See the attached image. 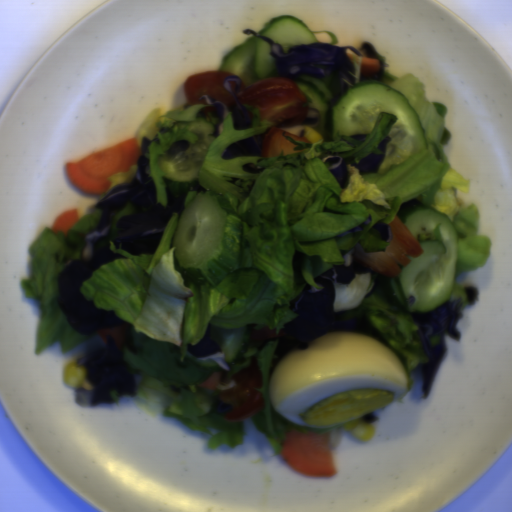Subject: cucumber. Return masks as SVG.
Returning a JSON list of instances; mask_svg holds the SVG:
<instances>
[{"label": "cucumber", "instance_id": "5", "mask_svg": "<svg viewBox=\"0 0 512 512\" xmlns=\"http://www.w3.org/2000/svg\"><path fill=\"white\" fill-rule=\"evenodd\" d=\"M219 71L230 72L240 78L239 90L258 80L281 77L269 42L254 34L227 51Z\"/></svg>", "mask_w": 512, "mask_h": 512}, {"label": "cucumber", "instance_id": "1", "mask_svg": "<svg viewBox=\"0 0 512 512\" xmlns=\"http://www.w3.org/2000/svg\"><path fill=\"white\" fill-rule=\"evenodd\" d=\"M423 250L398 264L400 275L382 274V289L397 310L411 314L434 309L451 300L459 252V237L451 219L417 198L402 202L396 215Z\"/></svg>", "mask_w": 512, "mask_h": 512}, {"label": "cucumber", "instance_id": "2", "mask_svg": "<svg viewBox=\"0 0 512 512\" xmlns=\"http://www.w3.org/2000/svg\"><path fill=\"white\" fill-rule=\"evenodd\" d=\"M381 113H391L396 120L387 131L390 140L378 171L407 163L426 150V132L416 108L406 95L374 79L352 83L331 99L325 116V140L369 135Z\"/></svg>", "mask_w": 512, "mask_h": 512}, {"label": "cucumber", "instance_id": "6", "mask_svg": "<svg viewBox=\"0 0 512 512\" xmlns=\"http://www.w3.org/2000/svg\"><path fill=\"white\" fill-rule=\"evenodd\" d=\"M258 35L277 42L286 53L293 44L316 43L317 41L313 31L291 14L274 17L264 24Z\"/></svg>", "mask_w": 512, "mask_h": 512}, {"label": "cucumber", "instance_id": "3", "mask_svg": "<svg viewBox=\"0 0 512 512\" xmlns=\"http://www.w3.org/2000/svg\"><path fill=\"white\" fill-rule=\"evenodd\" d=\"M173 247L172 262L187 288L216 286L239 262L241 225L227 201L204 191L179 216Z\"/></svg>", "mask_w": 512, "mask_h": 512}, {"label": "cucumber", "instance_id": "4", "mask_svg": "<svg viewBox=\"0 0 512 512\" xmlns=\"http://www.w3.org/2000/svg\"><path fill=\"white\" fill-rule=\"evenodd\" d=\"M215 126L216 123L205 117L189 121L188 130L199 139L197 144H188L185 152L175 155H169V149L160 155L159 169L171 195L177 196L183 191L196 193L201 190L203 185H200L198 175L207 151L215 140V137H209L210 134L214 135Z\"/></svg>", "mask_w": 512, "mask_h": 512}, {"label": "cucumber", "instance_id": "7", "mask_svg": "<svg viewBox=\"0 0 512 512\" xmlns=\"http://www.w3.org/2000/svg\"><path fill=\"white\" fill-rule=\"evenodd\" d=\"M253 331L250 325L241 327H217L210 325L211 340L222 349L227 364H240L245 361V352L248 349Z\"/></svg>", "mask_w": 512, "mask_h": 512}]
</instances>
